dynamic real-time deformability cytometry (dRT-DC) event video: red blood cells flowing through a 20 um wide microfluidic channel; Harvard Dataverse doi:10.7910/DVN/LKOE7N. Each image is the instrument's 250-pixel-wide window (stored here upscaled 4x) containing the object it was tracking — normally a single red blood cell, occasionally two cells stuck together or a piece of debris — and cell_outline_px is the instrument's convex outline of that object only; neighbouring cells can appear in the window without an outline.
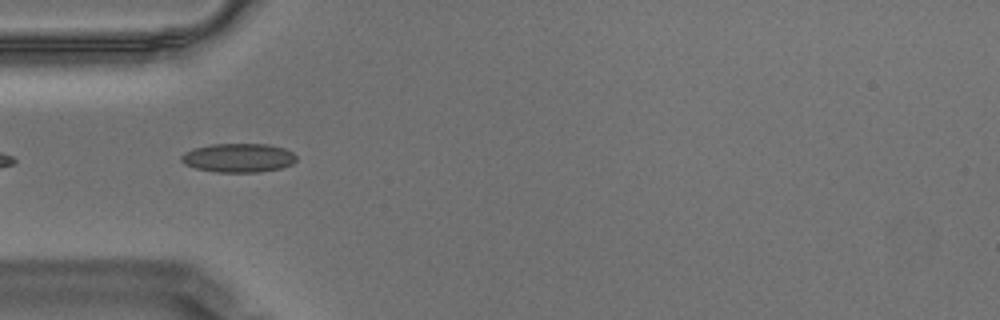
{"species": "Egyptian fruit bat (a non-hibernating species)", "species_latin": "Rousettus aegyptiacus", "temperature_condition": "warm", "stored_images_in_passage": 6, "camera_frame_rate_fps": 3000, "um_per_image_px": 0.085, "animal": {"sex": "male"}, "frame": {"image": 1, "passage_image": 3, "time_ms": 0.667, "image_size_px": [1000, 320], "cell_outline_px": [[296, 160], [292, 164], [280, 168], [260, 172], [216, 172], [196, 168], [184, 164], [180, 160], [180, 156], [184, 152], [192, 148], [212, 144], [268, 144], [284, 148], [292, 152], [296, 156]], "centroid_in_image_um": [20.24, 13.41], "position_along_channel_um": 64.8, "area_um2": 19.48}}